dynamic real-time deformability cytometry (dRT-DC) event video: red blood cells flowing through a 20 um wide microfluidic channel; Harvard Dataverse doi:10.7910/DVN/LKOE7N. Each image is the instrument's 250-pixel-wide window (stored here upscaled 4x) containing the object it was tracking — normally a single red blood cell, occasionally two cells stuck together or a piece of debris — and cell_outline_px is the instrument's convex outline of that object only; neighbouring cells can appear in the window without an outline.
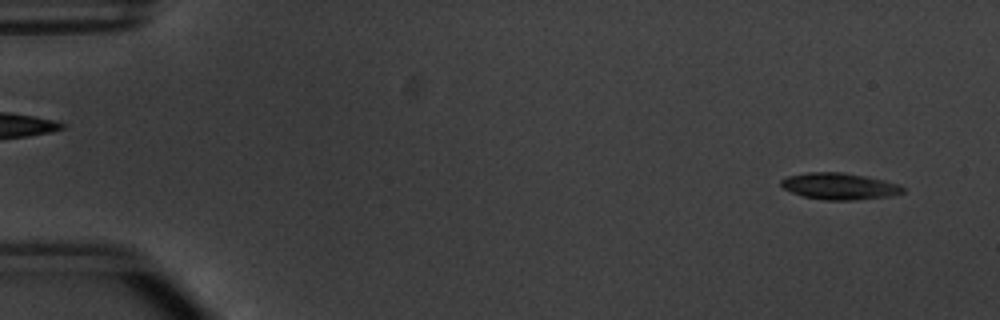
{"species": "common noctule bat (a hibernating species)", "species_latin": "Nyctalus noctula", "temperature_condition": "warm", "stored_images_in_passage": 53, "camera_frame_rate_fps": 3000, "um_per_image_px": 0.085, "animal": {"sex": "male", "body_mass_g": 20.1, "forearm_length_mm": 53.5}, "frame": {"image": 1, "passage_image": 3, "time_ms": 0.667, "image_size_px": [1000, 320], "cell_outline_px": [[904, 192], [892, 196], [852, 200], [824, 200], [804, 196], [792, 192], [784, 188], [780, 184], [780, 180], [788, 176], [808, 172], [844, 172], [884, 180], [896, 184], [904, 188]], "centroid_in_image_um": [71.34, 15.83], "position_along_channel_um": 13.7, "area_um2": 18.73}}
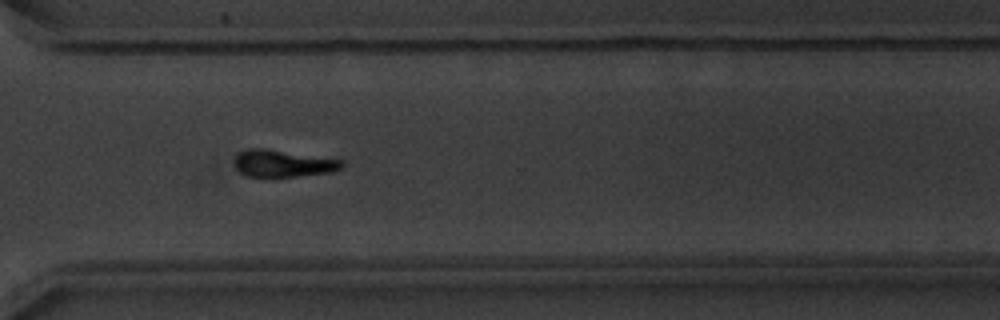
{"frame": {"image": 2, "passage_image": 39, "time_ms": 12.667, "image_size_px": [1000, 320], "cell_outline_px": [[344, 164], [340, 168], [332, 172], [296, 176], [248, 176], [240, 172], [236, 168], [236, 156], [240, 152], [248, 148], [268, 148], [344, 160]], "centroid_in_image_um": [24.08, 13.87], "position_along_channel_um": 346.5, "area_um2": 16.82}}
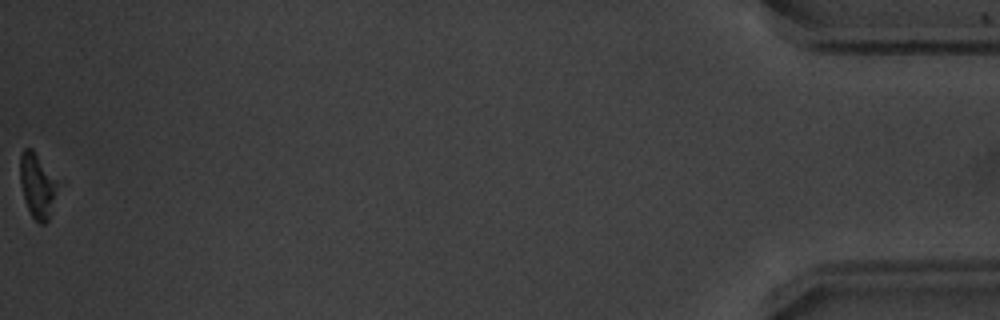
{"frame": {"image": 3, "passage_image": 53, "time_ms": 17.333, "image_size_px": [1000, 320], "cell_outline_px": [[56, 184], [48, 220], [44, 224], [40, 224], [32, 216], [24, 200], [20, 184], [20, 156], [24, 148], [32, 148]], "centroid_in_image_um": [3.08, 15.79], "position_along_channel_um": 432.1, "area_um2": 13.12}, "authors_computed_cell_mechanics": {"area_um2": 17.8024, "velocity_mm_per_s": 3.8141, "shape_relaxation_time_tau1_ms": 1.5817, "shape_relaxation_time_tau2_ms": null, "deformation_change_tau1": 0.1334, "deformation_change_tau2": null}}